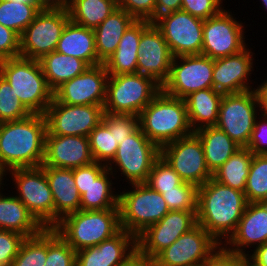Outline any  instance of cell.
<instances>
[{
  "instance_id": "94428289",
  "label": "cell",
  "mask_w": 267,
  "mask_h": 266,
  "mask_svg": "<svg viewBox=\"0 0 267 266\" xmlns=\"http://www.w3.org/2000/svg\"><path fill=\"white\" fill-rule=\"evenodd\" d=\"M9 1H15L20 3H34V0H9Z\"/></svg>"
},
{
  "instance_id": "3957f363",
  "label": "cell",
  "mask_w": 267,
  "mask_h": 266,
  "mask_svg": "<svg viewBox=\"0 0 267 266\" xmlns=\"http://www.w3.org/2000/svg\"><path fill=\"white\" fill-rule=\"evenodd\" d=\"M139 127L159 148L194 133L184 99L169 96L162 90L141 111Z\"/></svg>"
},
{
  "instance_id": "44dd1931",
  "label": "cell",
  "mask_w": 267,
  "mask_h": 266,
  "mask_svg": "<svg viewBox=\"0 0 267 266\" xmlns=\"http://www.w3.org/2000/svg\"><path fill=\"white\" fill-rule=\"evenodd\" d=\"M253 54L251 49L246 47L237 54L215 59L212 75L213 89L223 95L253 90L254 88L249 84V76L254 71Z\"/></svg>"
},
{
  "instance_id": "f1b7e54d",
  "label": "cell",
  "mask_w": 267,
  "mask_h": 266,
  "mask_svg": "<svg viewBox=\"0 0 267 266\" xmlns=\"http://www.w3.org/2000/svg\"><path fill=\"white\" fill-rule=\"evenodd\" d=\"M223 94L213 88L190 93L184 98L192 130L215 126Z\"/></svg>"
},
{
  "instance_id": "2e32d148",
  "label": "cell",
  "mask_w": 267,
  "mask_h": 266,
  "mask_svg": "<svg viewBox=\"0 0 267 266\" xmlns=\"http://www.w3.org/2000/svg\"><path fill=\"white\" fill-rule=\"evenodd\" d=\"M219 243L198 223L155 257L156 266H202Z\"/></svg>"
},
{
  "instance_id": "f6af8a7d",
  "label": "cell",
  "mask_w": 267,
  "mask_h": 266,
  "mask_svg": "<svg viewBox=\"0 0 267 266\" xmlns=\"http://www.w3.org/2000/svg\"><path fill=\"white\" fill-rule=\"evenodd\" d=\"M223 0H182L181 10L188 12L194 17L207 20L219 14Z\"/></svg>"
},
{
  "instance_id": "d590c367",
  "label": "cell",
  "mask_w": 267,
  "mask_h": 266,
  "mask_svg": "<svg viewBox=\"0 0 267 266\" xmlns=\"http://www.w3.org/2000/svg\"><path fill=\"white\" fill-rule=\"evenodd\" d=\"M40 11L34 3L0 0V24L21 36Z\"/></svg>"
},
{
  "instance_id": "bcb514c9",
  "label": "cell",
  "mask_w": 267,
  "mask_h": 266,
  "mask_svg": "<svg viewBox=\"0 0 267 266\" xmlns=\"http://www.w3.org/2000/svg\"><path fill=\"white\" fill-rule=\"evenodd\" d=\"M24 239L19 233L0 229V265H12Z\"/></svg>"
},
{
  "instance_id": "836d02e7",
  "label": "cell",
  "mask_w": 267,
  "mask_h": 266,
  "mask_svg": "<svg viewBox=\"0 0 267 266\" xmlns=\"http://www.w3.org/2000/svg\"><path fill=\"white\" fill-rule=\"evenodd\" d=\"M253 155L248 148L241 147L213 173L212 178L225 186L244 192Z\"/></svg>"
},
{
  "instance_id": "11a10c76",
  "label": "cell",
  "mask_w": 267,
  "mask_h": 266,
  "mask_svg": "<svg viewBox=\"0 0 267 266\" xmlns=\"http://www.w3.org/2000/svg\"><path fill=\"white\" fill-rule=\"evenodd\" d=\"M34 4L40 10L68 9L70 0H34Z\"/></svg>"
},
{
  "instance_id": "d6986e66",
  "label": "cell",
  "mask_w": 267,
  "mask_h": 266,
  "mask_svg": "<svg viewBox=\"0 0 267 266\" xmlns=\"http://www.w3.org/2000/svg\"><path fill=\"white\" fill-rule=\"evenodd\" d=\"M196 224V211H169L137 237V248L154 258Z\"/></svg>"
},
{
  "instance_id": "e0dca14e",
  "label": "cell",
  "mask_w": 267,
  "mask_h": 266,
  "mask_svg": "<svg viewBox=\"0 0 267 266\" xmlns=\"http://www.w3.org/2000/svg\"><path fill=\"white\" fill-rule=\"evenodd\" d=\"M108 77L103 63L89 66L83 73L59 86L53 97L68 105H104Z\"/></svg>"
},
{
  "instance_id": "e575fe53",
  "label": "cell",
  "mask_w": 267,
  "mask_h": 266,
  "mask_svg": "<svg viewBox=\"0 0 267 266\" xmlns=\"http://www.w3.org/2000/svg\"><path fill=\"white\" fill-rule=\"evenodd\" d=\"M113 173L106 168L95 182L85 189L81 195L80 210H106L119 208V194H114L112 180L109 176ZM111 179V180H110ZM110 180V181H109Z\"/></svg>"
},
{
  "instance_id": "83f0119b",
  "label": "cell",
  "mask_w": 267,
  "mask_h": 266,
  "mask_svg": "<svg viewBox=\"0 0 267 266\" xmlns=\"http://www.w3.org/2000/svg\"><path fill=\"white\" fill-rule=\"evenodd\" d=\"M2 194L0 191V229L19 233L25 238L44 229L16 196Z\"/></svg>"
},
{
  "instance_id": "5bb4252c",
  "label": "cell",
  "mask_w": 267,
  "mask_h": 266,
  "mask_svg": "<svg viewBox=\"0 0 267 266\" xmlns=\"http://www.w3.org/2000/svg\"><path fill=\"white\" fill-rule=\"evenodd\" d=\"M104 105H68L54 97L44 116L47 133L63 136H86L102 121Z\"/></svg>"
},
{
  "instance_id": "ffe728a7",
  "label": "cell",
  "mask_w": 267,
  "mask_h": 266,
  "mask_svg": "<svg viewBox=\"0 0 267 266\" xmlns=\"http://www.w3.org/2000/svg\"><path fill=\"white\" fill-rule=\"evenodd\" d=\"M138 46L137 73L153 78L162 86L169 77L174 56L160 29L148 25Z\"/></svg>"
},
{
  "instance_id": "ac0fdd59",
  "label": "cell",
  "mask_w": 267,
  "mask_h": 266,
  "mask_svg": "<svg viewBox=\"0 0 267 266\" xmlns=\"http://www.w3.org/2000/svg\"><path fill=\"white\" fill-rule=\"evenodd\" d=\"M204 20L186 11L177 10L160 22L157 27L162 32L174 57L200 55L203 44Z\"/></svg>"
},
{
  "instance_id": "ee69618b",
  "label": "cell",
  "mask_w": 267,
  "mask_h": 266,
  "mask_svg": "<svg viewBox=\"0 0 267 266\" xmlns=\"http://www.w3.org/2000/svg\"><path fill=\"white\" fill-rule=\"evenodd\" d=\"M102 122L113 132L118 144L139 128V116L104 112Z\"/></svg>"
},
{
  "instance_id": "484cf974",
  "label": "cell",
  "mask_w": 267,
  "mask_h": 266,
  "mask_svg": "<svg viewBox=\"0 0 267 266\" xmlns=\"http://www.w3.org/2000/svg\"><path fill=\"white\" fill-rule=\"evenodd\" d=\"M148 25L145 20H134L126 29L115 52L103 63L109 75L137 73L138 45Z\"/></svg>"
},
{
  "instance_id": "f907efd6",
  "label": "cell",
  "mask_w": 267,
  "mask_h": 266,
  "mask_svg": "<svg viewBox=\"0 0 267 266\" xmlns=\"http://www.w3.org/2000/svg\"><path fill=\"white\" fill-rule=\"evenodd\" d=\"M118 7L135 20H146L154 9L156 0H117Z\"/></svg>"
},
{
  "instance_id": "d4e9b609",
  "label": "cell",
  "mask_w": 267,
  "mask_h": 266,
  "mask_svg": "<svg viewBox=\"0 0 267 266\" xmlns=\"http://www.w3.org/2000/svg\"><path fill=\"white\" fill-rule=\"evenodd\" d=\"M54 200V226L66 215L80 210L81 195L73 169L42 166Z\"/></svg>"
},
{
  "instance_id": "7a4b0ae2",
  "label": "cell",
  "mask_w": 267,
  "mask_h": 266,
  "mask_svg": "<svg viewBox=\"0 0 267 266\" xmlns=\"http://www.w3.org/2000/svg\"><path fill=\"white\" fill-rule=\"evenodd\" d=\"M47 124L44 114L0 123V168L41 166L45 155Z\"/></svg>"
},
{
  "instance_id": "9a60e30c",
  "label": "cell",
  "mask_w": 267,
  "mask_h": 266,
  "mask_svg": "<svg viewBox=\"0 0 267 266\" xmlns=\"http://www.w3.org/2000/svg\"><path fill=\"white\" fill-rule=\"evenodd\" d=\"M223 9L216 16L204 20L201 54L215 60L234 55L246 47L244 25Z\"/></svg>"
},
{
  "instance_id": "b9f144b4",
  "label": "cell",
  "mask_w": 267,
  "mask_h": 266,
  "mask_svg": "<svg viewBox=\"0 0 267 266\" xmlns=\"http://www.w3.org/2000/svg\"><path fill=\"white\" fill-rule=\"evenodd\" d=\"M31 113L20 102L9 82L0 75V123L21 120Z\"/></svg>"
},
{
  "instance_id": "74e56055",
  "label": "cell",
  "mask_w": 267,
  "mask_h": 266,
  "mask_svg": "<svg viewBox=\"0 0 267 266\" xmlns=\"http://www.w3.org/2000/svg\"><path fill=\"white\" fill-rule=\"evenodd\" d=\"M47 256V228L25 238L11 266H44Z\"/></svg>"
},
{
  "instance_id": "30bf717a",
  "label": "cell",
  "mask_w": 267,
  "mask_h": 266,
  "mask_svg": "<svg viewBox=\"0 0 267 266\" xmlns=\"http://www.w3.org/2000/svg\"><path fill=\"white\" fill-rule=\"evenodd\" d=\"M257 110L260 111V106L254 89L237 94H224L215 126L240 147H247L255 120L259 116L257 114H260Z\"/></svg>"
},
{
  "instance_id": "8fae6325",
  "label": "cell",
  "mask_w": 267,
  "mask_h": 266,
  "mask_svg": "<svg viewBox=\"0 0 267 266\" xmlns=\"http://www.w3.org/2000/svg\"><path fill=\"white\" fill-rule=\"evenodd\" d=\"M69 21L68 9L41 10L20 36V56L40 60L55 51Z\"/></svg>"
},
{
  "instance_id": "6da1fadb",
  "label": "cell",
  "mask_w": 267,
  "mask_h": 266,
  "mask_svg": "<svg viewBox=\"0 0 267 266\" xmlns=\"http://www.w3.org/2000/svg\"><path fill=\"white\" fill-rule=\"evenodd\" d=\"M247 204L244 192L210 178L198 187L197 223L224 244L236 231Z\"/></svg>"
},
{
  "instance_id": "277c9868",
  "label": "cell",
  "mask_w": 267,
  "mask_h": 266,
  "mask_svg": "<svg viewBox=\"0 0 267 266\" xmlns=\"http://www.w3.org/2000/svg\"><path fill=\"white\" fill-rule=\"evenodd\" d=\"M53 229L77 252L117 234L122 229L120 211L79 210L63 217Z\"/></svg>"
},
{
  "instance_id": "ab89813d",
  "label": "cell",
  "mask_w": 267,
  "mask_h": 266,
  "mask_svg": "<svg viewBox=\"0 0 267 266\" xmlns=\"http://www.w3.org/2000/svg\"><path fill=\"white\" fill-rule=\"evenodd\" d=\"M44 266H76V251L53 228H47Z\"/></svg>"
},
{
  "instance_id": "6f0895ef",
  "label": "cell",
  "mask_w": 267,
  "mask_h": 266,
  "mask_svg": "<svg viewBox=\"0 0 267 266\" xmlns=\"http://www.w3.org/2000/svg\"><path fill=\"white\" fill-rule=\"evenodd\" d=\"M259 266H267V242L255 247L253 253L247 255Z\"/></svg>"
},
{
  "instance_id": "c3c4849f",
  "label": "cell",
  "mask_w": 267,
  "mask_h": 266,
  "mask_svg": "<svg viewBox=\"0 0 267 266\" xmlns=\"http://www.w3.org/2000/svg\"><path fill=\"white\" fill-rule=\"evenodd\" d=\"M20 56V36L0 24V60Z\"/></svg>"
},
{
  "instance_id": "6125c7cd",
  "label": "cell",
  "mask_w": 267,
  "mask_h": 266,
  "mask_svg": "<svg viewBox=\"0 0 267 266\" xmlns=\"http://www.w3.org/2000/svg\"><path fill=\"white\" fill-rule=\"evenodd\" d=\"M262 1V5L264 6V8H266V10H267V0H261Z\"/></svg>"
},
{
  "instance_id": "1f68e13d",
  "label": "cell",
  "mask_w": 267,
  "mask_h": 266,
  "mask_svg": "<svg viewBox=\"0 0 267 266\" xmlns=\"http://www.w3.org/2000/svg\"><path fill=\"white\" fill-rule=\"evenodd\" d=\"M39 62L47 84L53 92L64 82L77 77L89 67L85 61L57 51L44 55Z\"/></svg>"
},
{
  "instance_id": "91938a15",
  "label": "cell",
  "mask_w": 267,
  "mask_h": 266,
  "mask_svg": "<svg viewBox=\"0 0 267 266\" xmlns=\"http://www.w3.org/2000/svg\"><path fill=\"white\" fill-rule=\"evenodd\" d=\"M6 175H7V174L0 168V188H1V189H3V188L1 187L2 185L5 186V184L3 183L4 181H2V180H4L3 177H4V176L6 177Z\"/></svg>"
},
{
  "instance_id": "4fadbf2b",
  "label": "cell",
  "mask_w": 267,
  "mask_h": 266,
  "mask_svg": "<svg viewBox=\"0 0 267 266\" xmlns=\"http://www.w3.org/2000/svg\"><path fill=\"white\" fill-rule=\"evenodd\" d=\"M160 156L184 182L200 187L213 177L207 167L201 141L194 133L163 145Z\"/></svg>"
},
{
  "instance_id": "db71d44e",
  "label": "cell",
  "mask_w": 267,
  "mask_h": 266,
  "mask_svg": "<svg viewBox=\"0 0 267 266\" xmlns=\"http://www.w3.org/2000/svg\"><path fill=\"white\" fill-rule=\"evenodd\" d=\"M120 266H156L154 258L143 254L136 248Z\"/></svg>"
},
{
  "instance_id": "603a6c76",
  "label": "cell",
  "mask_w": 267,
  "mask_h": 266,
  "mask_svg": "<svg viewBox=\"0 0 267 266\" xmlns=\"http://www.w3.org/2000/svg\"><path fill=\"white\" fill-rule=\"evenodd\" d=\"M137 248V238L121 229L97 246L76 252V266H120Z\"/></svg>"
},
{
  "instance_id": "5b68a950",
  "label": "cell",
  "mask_w": 267,
  "mask_h": 266,
  "mask_svg": "<svg viewBox=\"0 0 267 266\" xmlns=\"http://www.w3.org/2000/svg\"><path fill=\"white\" fill-rule=\"evenodd\" d=\"M5 78L20 102L31 114H44L53 99L39 60L14 57L0 60Z\"/></svg>"
},
{
  "instance_id": "9c48e42d",
  "label": "cell",
  "mask_w": 267,
  "mask_h": 266,
  "mask_svg": "<svg viewBox=\"0 0 267 266\" xmlns=\"http://www.w3.org/2000/svg\"><path fill=\"white\" fill-rule=\"evenodd\" d=\"M159 156L160 148L139 127L118 144L115 157L107 168L114 174L117 169L121 171L130 185L146 183L153 163Z\"/></svg>"
},
{
  "instance_id": "f5cc1de1",
  "label": "cell",
  "mask_w": 267,
  "mask_h": 266,
  "mask_svg": "<svg viewBox=\"0 0 267 266\" xmlns=\"http://www.w3.org/2000/svg\"><path fill=\"white\" fill-rule=\"evenodd\" d=\"M182 0H156L154 9L145 20L150 26H157L173 12L181 10Z\"/></svg>"
},
{
  "instance_id": "680465c9",
  "label": "cell",
  "mask_w": 267,
  "mask_h": 266,
  "mask_svg": "<svg viewBox=\"0 0 267 266\" xmlns=\"http://www.w3.org/2000/svg\"><path fill=\"white\" fill-rule=\"evenodd\" d=\"M238 266H259L252 259H250L247 255H243L240 258Z\"/></svg>"
},
{
  "instance_id": "cb8c5ba5",
  "label": "cell",
  "mask_w": 267,
  "mask_h": 266,
  "mask_svg": "<svg viewBox=\"0 0 267 266\" xmlns=\"http://www.w3.org/2000/svg\"><path fill=\"white\" fill-rule=\"evenodd\" d=\"M266 242L267 202H262L247 204L236 231L223 245L240 255H248L250 251L246 253L245 248L259 247Z\"/></svg>"
},
{
  "instance_id": "7c38bea8",
  "label": "cell",
  "mask_w": 267,
  "mask_h": 266,
  "mask_svg": "<svg viewBox=\"0 0 267 266\" xmlns=\"http://www.w3.org/2000/svg\"><path fill=\"white\" fill-rule=\"evenodd\" d=\"M213 69L214 60L202 54L173 57L170 74L162 85V91L184 99L192 92L213 88Z\"/></svg>"
},
{
  "instance_id": "7bdbcfd3",
  "label": "cell",
  "mask_w": 267,
  "mask_h": 266,
  "mask_svg": "<svg viewBox=\"0 0 267 266\" xmlns=\"http://www.w3.org/2000/svg\"><path fill=\"white\" fill-rule=\"evenodd\" d=\"M198 187L183 182L173 190L161 193L170 211H196Z\"/></svg>"
},
{
  "instance_id": "d6a6232c",
  "label": "cell",
  "mask_w": 267,
  "mask_h": 266,
  "mask_svg": "<svg viewBox=\"0 0 267 266\" xmlns=\"http://www.w3.org/2000/svg\"><path fill=\"white\" fill-rule=\"evenodd\" d=\"M117 8V0H70L68 12L72 22L94 30Z\"/></svg>"
},
{
  "instance_id": "f35d334b",
  "label": "cell",
  "mask_w": 267,
  "mask_h": 266,
  "mask_svg": "<svg viewBox=\"0 0 267 266\" xmlns=\"http://www.w3.org/2000/svg\"><path fill=\"white\" fill-rule=\"evenodd\" d=\"M89 143L95 162L107 166L115 157L118 141L102 121L90 132Z\"/></svg>"
},
{
  "instance_id": "4316f807",
  "label": "cell",
  "mask_w": 267,
  "mask_h": 266,
  "mask_svg": "<svg viewBox=\"0 0 267 266\" xmlns=\"http://www.w3.org/2000/svg\"><path fill=\"white\" fill-rule=\"evenodd\" d=\"M55 51L81 59L89 66L103 63L96 52L94 30L71 20L63 30Z\"/></svg>"
},
{
  "instance_id": "8992f818",
  "label": "cell",
  "mask_w": 267,
  "mask_h": 266,
  "mask_svg": "<svg viewBox=\"0 0 267 266\" xmlns=\"http://www.w3.org/2000/svg\"><path fill=\"white\" fill-rule=\"evenodd\" d=\"M132 190L119 194L121 228L136 238L160 221L170 210L161 193L147 184H131Z\"/></svg>"
},
{
  "instance_id": "9f6ffc18",
  "label": "cell",
  "mask_w": 267,
  "mask_h": 266,
  "mask_svg": "<svg viewBox=\"0 0 267 266\" xmlns=\"http://www.w3.org/2000/svg\"><path fill=\"white\" fill-rule=\"evenodd\" d=\"M254 91L257 96L258 104L260 106L261 114L260 116L267 117V80L262 82L261 85H258L257 88H254Z\"/></svg>"
},
{
  "instance_id": "7dc6e473",
  "label": "cell",
  "mask_w": 267,
  "mask_h": 266,
  "mask_svg": "<svg viewBox=\"0 0 267 266\" xmlns=\"http://www.w3.org/2000/svg\"><path fill=\"white\" fill-rule=\"evenodd\" d=\"M107 168L105 164L92 162L89 165L80 166L73 169V176L80 195L85 193V189Z\"/></svg>"
},
{
  "instance_id": "816d5d0a",
  "label": "cell",
  "mask_w": 267,
  "mask_h": 266,
  "mask_svg": "<svg viewBox=\"0 0 267 266\" xmlns=\"http://www.w3.org/2000/svg\"><path fill=\"white\" fill-rule=\"evenodd\" d=\"M242 256L229 250L225 245L219 244L203 262L202 266H238Z\"/></svg>"
},
{
  "instance_id": "52a82bcc",
  "label": "cell",
  "mask_w": 267,
  "mask_h": 266,
  "mask_svg": "<svg viewBox=\"0 0 267 266\" xmlns=\"http://www.w3.org/2000/svg\"><path fill=\"white\" fill-rule=\"evenodd\" d=\"M161 90L153 78L139 73L109 75L104 112L139 116Z\"/></svg>"
},
{
  "instance_id": "8d00e7d4",
  "label": "cell",
  "mask_w": 267,
  "mask_h": 266,
  "mask_svg": "<svg viewBox=\"0 0 267 266\" xmlns=\"http://www.w3.org/2000/svg\"><path fill=\"white\" fill-rule=\"evenodd\" d=\"M248 203L267 202V154H254L245 188Z\"/></svg>"
},
{
  "instance_id": "ba28073f",
  "label": "cell",
  "mask_w": 267,
  "mask_h": 266,
  "mask_svg": "<svg viewBox=\"0 0 267 266\" xmlns=\"http://www.w3.org/2000/svg\"><path fill=\"white\" fill-rule=\"evenodd\" d=\"M10 173L18 195L16 197L44 227H54V200L42 166L14 168Z\"/></svg>"
},
{
  "instance_id": "4dcf8cb0",
  "label": "cell",
  "mask_w": 267,
  "mask_h": 266,
  "mask_svg": "<svg viewBox=\"0 0 267 266\" xmlns=\"http://www.w3.org/2000/svg\"><path fill=\"white\" fill-rule=\"evenodd\" d=\"M194 134L201 141L205 161L212 174L241 148L216 126L200 128Z\"/></svg>"
},
{
  "instance_id": "60d3db41",
  "label": "cell",
  "mask_w": 267,
  "mask_h": 266,
  "mask_svg": "<svg viewBox=\"0 0 267 266\" xmlns=\"http://www.w3.org/2000/svg\"><path fill=\"white\" fill-rule=\"evenodd\" d=\"M184 181L173 170L169 163L159 156L153 163L147 184L151 189L159 193L173 190L175 187L181 185Z\"/></svg>"
},
{
  "instance_id": "7402d4cb",
  "label": "cell",
  "mask_w": 267,
  "mask_h": 266,
  "mask_svg": "<svg viewBox=\"0 0 267 266\" xmlns=\"http://www.w3.org/2000/svg\"><path fill=\"white\" fill-rule=\"evenodd\" d=\"M94 162L89 137L46 134L41 166L74 169Z\"/></svg>"
},
{
  "instance_id": "f546056e",
  "label": "cell",
  "mask_w": 267,
  "mask_h": 266,
  "mask_svg": "<svg viewBox=\"0 0 267 266\" xmlns=\"http://www.w3.org/2000/svg\"><path fill=\"white\" fill-rule=\"evenodd\" d=\"M134 20L118 7L94 29L96 52L103 63L115 52L124 32Z\"/></svg>"
},
{
  "instance_id": "681fc988",
  "label": "cell",
  "mask_w": 267,
  "mask_h": 266,
  "mask_svg": "<svg viewBox=\"0 0 267 266\" xmlns=\"http://www.w3.org/2000/svg\"><path fill=\"white\" fill-rule=\"evenodd\" d=\"M263 118V119H262ZM256 118L254 128L246 148L253 154H267V117ZM262 119V120H257Z\"/></svg>"
}]
</instances>
